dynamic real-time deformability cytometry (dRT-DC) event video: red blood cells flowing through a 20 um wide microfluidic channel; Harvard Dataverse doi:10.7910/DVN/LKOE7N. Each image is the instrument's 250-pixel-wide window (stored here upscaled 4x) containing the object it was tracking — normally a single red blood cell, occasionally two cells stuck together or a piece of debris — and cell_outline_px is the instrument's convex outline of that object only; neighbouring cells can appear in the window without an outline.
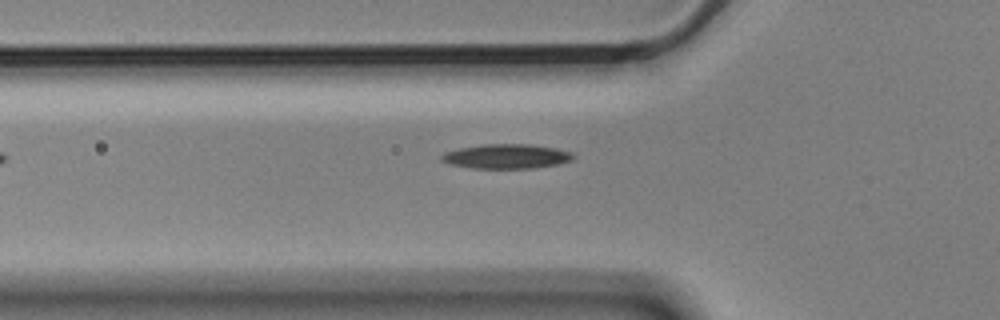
{"species": "Egyptian fruit bat (a non-hibernating species)", "species_latin": "Rousettus aegyptiacus", "temperature_condition": "cold", "stored_images_in_passage": 6, "camera_frame_rate_fps": 3000, "um_per_image_px": 0.085, "animal": {"sex": "male"}, "frame": {"image": 1, "passage_image": 6, "time_ms": 1.667, "image_size_px": [1000, 320], "cell_outline_px": [[576, 156], [572, 160], [556, 164], [532, 168], [472, 168], [448, 164], [440, 160], [440, 156], [444, 152], [460, 148], [484, 144], [532, 144], [556, 148], [572, 152]], "centroid_in_image_um": [43.04, 13.28], "position_along_channel_um": 82.8, "area_um2": 18.9}}